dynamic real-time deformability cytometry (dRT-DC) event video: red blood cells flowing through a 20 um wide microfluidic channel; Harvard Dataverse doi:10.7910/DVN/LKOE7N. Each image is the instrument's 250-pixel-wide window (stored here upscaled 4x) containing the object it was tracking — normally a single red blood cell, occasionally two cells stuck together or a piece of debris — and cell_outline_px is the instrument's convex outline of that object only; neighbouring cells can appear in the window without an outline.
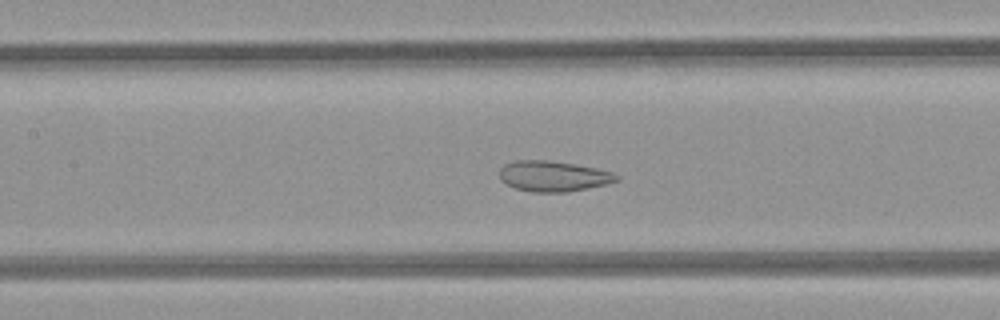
{"species": "common noctule bat (a hibernating species)", "species_latin": "Nyctalus noctula", "temperature_condition": "room temperature", "stored_images_in_passage": 50, "camera_frame_rate_fps": 3000, "um_per_image_px": 0.085, "animal": {"sex": "female", "body_mass_g": 21.9}, "frame": {"image": 1, "passage_image": 22, "time_ms": 7.0, "image_size_px": [1000, 320], "cell_outline_px": [[620, 180], [608, 184], [568, 192], [532, 192], [516, 188], [500, 180], [500, 168], [504, 164], [516, 160], [548, 160], [576, 164], [596, 168], [612, 172], [620, 176]], "centroid_in_image_um": [47.06, 14.97], "position_along_channel_um": 160.3, "area_um2": 20.98}}
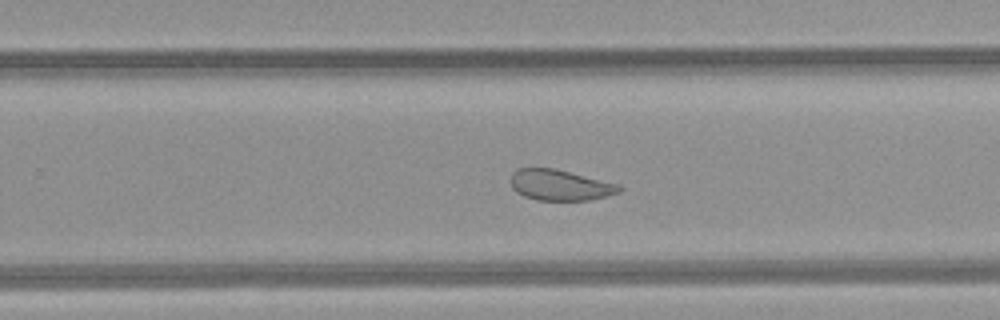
{"frame": {"image": 2, "passage_image": 31, "time_ms": 10.0, "image_size_px": [1000, 320], "cell_outline_px": [[624, 188], [620, 192], [588, 200], [536, 200], [524, 196], [516, 192], [512, 188], [512, 172], [516, 168], [552, 168], [620, 184]], "centroid_in_image_um": [47.6, 15.73], "position_along_channel_um": 282.2, "area_um2": 19.36}}
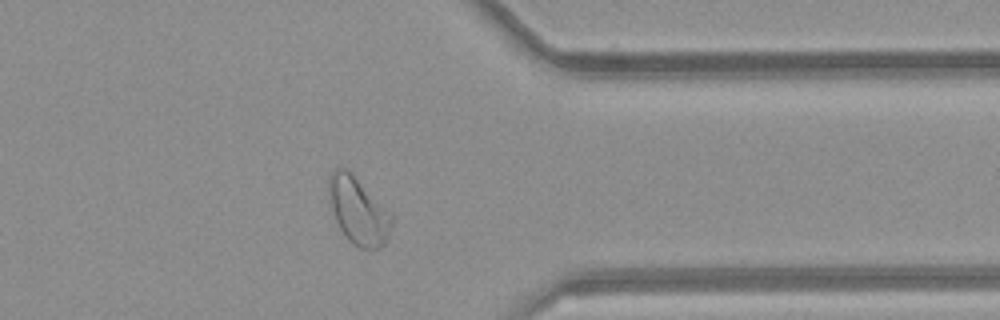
{"frame": {"image": 3, "passage_image": 39, "time_ms": 12.667, "image_size_px": [1000, 320], "cell_outline_px": [[392, 224], [388, 236], [384, 244], [380, 248], [360, 248], [352, 244], [344, 236], [332, 212], [328, 184], [332, 172], [336, 168], [348, 168], [392, 212]], "centroid_in_image_um": [30.48, 17.9], "position_along_channel_um": 380.9, "area_um2": 24.74}}